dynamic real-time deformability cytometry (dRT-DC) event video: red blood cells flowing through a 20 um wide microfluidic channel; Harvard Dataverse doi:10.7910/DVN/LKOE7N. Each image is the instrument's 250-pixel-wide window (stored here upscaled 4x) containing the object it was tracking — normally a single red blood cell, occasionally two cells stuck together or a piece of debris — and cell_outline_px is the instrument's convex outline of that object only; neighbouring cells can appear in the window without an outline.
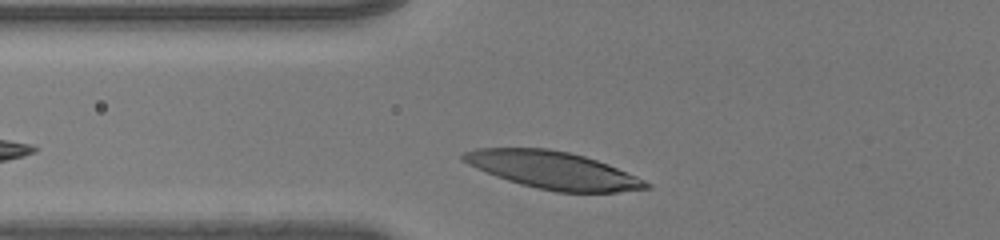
{"species": "human", "species_latin": "Homo sapiens", "temperature_condition": "room temperature", "stored_images_in_passage": 27, "camera_frame_rate_fps": 3000, "um_per_image_px": 0.085, "donor": {"sex": "male"}, "frame": {"image": 1, "passage_image": 2, "time_ms": 0.333, "image_size_px": [1000, 240], "cell_outline_px": [[652, 188], [616, 192], [556, 192], [536, 188], [520, 184], [496, 176], [476, 168], [460, 160], [460, 156], [464, 152], [476, 148], [548, 148], [568, 152], [584, 156], [608, 164], [636, 176], [652, 184]], "centroid_in_image_um": [47.0, 14.46], "position_along_channel_um": 78.8, "area_um2": 39.77}}
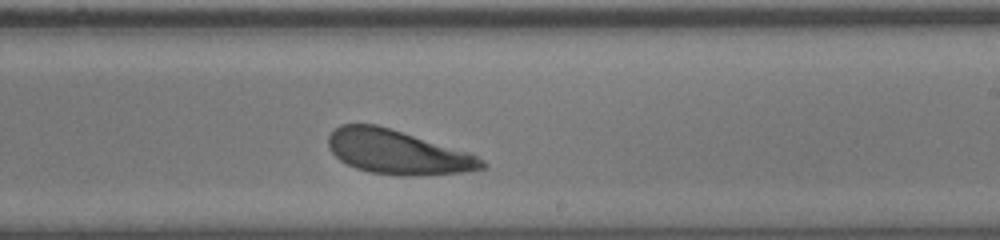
{"frame": {"image": 2, "passage_image": 16, "time_ms": 5.0, "image_size_px": [1000, 240], "cell_outline_px": [[488, 168], [468, 172], [420, 176], [396, 176], [368, 172], [356, 168], [340, 160], [328, 148], [328, 136], [340, 124], [376, 124], [468, 152], [484, 160], [488, 164]], "centroid_in_image_um": [33.82, 12.96], "position_along_channel_um": 255.2, "area_um2": 39.71}}
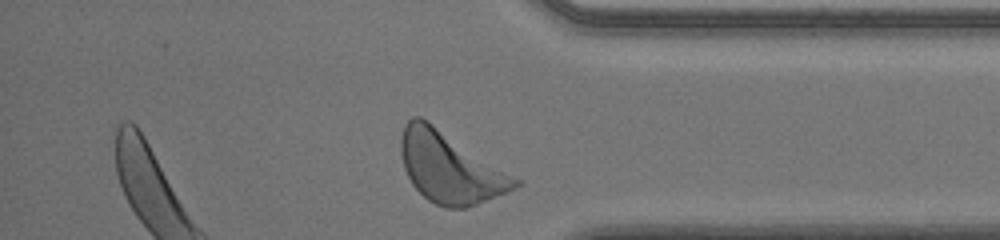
{"frame": {"image": 3, "passage_image": 27, "time_ms": 8.667, "image_size_px": [1000, 240], "cell_outline_px": [[524, 180], [516, 188], [476, 204], [464, 208], [444, 208], [428, 200], [412, 184], [404, 168], [400, 152], [400, 136], [404, 124], [412, 116], [420, 116], [428, 120]], "centroid_in_image_um": [38.27, 14.21], "position_along_channel_um": 396.9, "area_um2": 47.51}, "authors_computed_cell_mechanics": {"area_um2": 40.0554, "velocity_mm_per_s": 3.932, "shape_relaxation_time_tau1_ms": 1.1193, "shape_relaxation_time_tau2_ms": 7.7306, "deformation_change_tau1": 0.1018, "deformation_change_tau2": 0.2168}}